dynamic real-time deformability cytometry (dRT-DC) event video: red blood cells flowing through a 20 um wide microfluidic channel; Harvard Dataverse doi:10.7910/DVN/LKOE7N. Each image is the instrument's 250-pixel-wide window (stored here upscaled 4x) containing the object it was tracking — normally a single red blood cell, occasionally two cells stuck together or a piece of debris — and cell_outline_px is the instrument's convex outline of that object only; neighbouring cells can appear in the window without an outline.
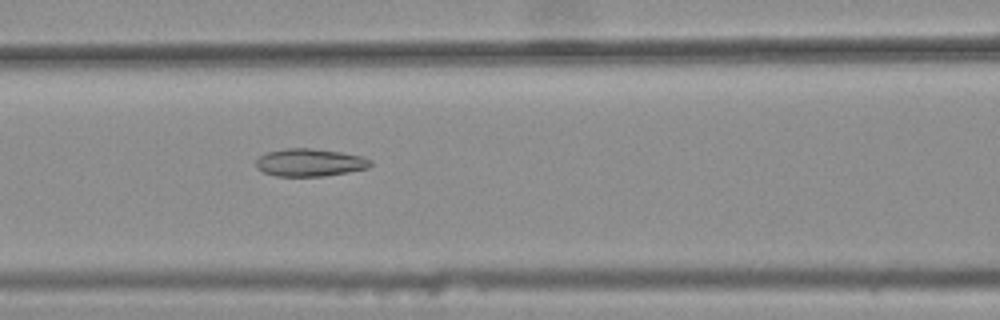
{"species": "common noctule bat (a hibernating species)", "species_latin": "Nyctalus noctula", "temperature_condition": "warm", "stored_images_in_passage": 37, "camera_frame_rate_fps": 3000, "um_per_image_px": 0.085, "animal": {"sex": "female", "body_mass_g": 25.1}, "frame": {"image": 1, "passage_image": 12, "time_ms": 3.667, "image_size_px": [1000, 320], "cell_outline_px": [[372, 164], [368, 168], [348, 172], [324, 176], [276, 176], [264, 172], [256, 168], [256, 160], [260, 156], [268, 152], [284, 148], [312, 148], [340, 152], [360, 156], [372, 160]], "centroid_in_image_um": [26.33, 13.81], "position_along_channel_um": 140.3, "area_um2": 18.44}}
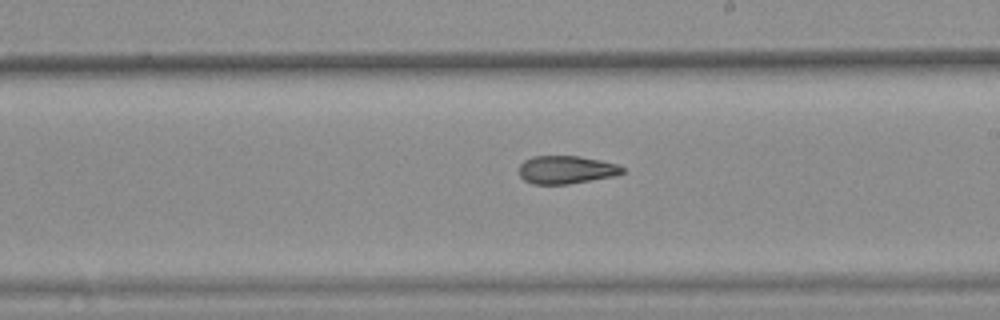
{"frame": {"image": 2, "passage_image": 20, "time_ms": 6.333, "image_size_px": [1000, 320], "cell_outline_px": [[624, 172], [616, 176], [568, 184], [532, 184], [524, 180], [520, 176], [520, 164], [524, 160], [532, 156], [580, 156], [600, 160], [616, 164], [624, 168]], "centroid_in_image_um": [48.13, 14.43], "position_along_channel_um": 240.9, "area_um2": 16.94}}
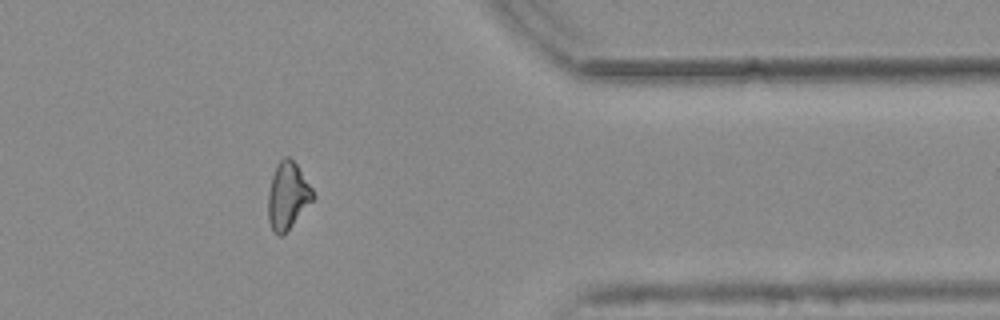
{"frame": {"image": 3, "passage_image": 33, "time_ms": 10.667, "image_size_px": [1000, 320], "cell_outline_px": [[316, 196], [284, 236], [280, 236], [272, 232], [268, 220], [268, 192], [272, 176], [280, 160], [284, 156], [288, 156], [296, 164], [312, 188]], "centroid_in_image_um": [24.44, 16.69], "position_along_channel_um": 387.0, "area_um2": 17.57}, "authors_computed_cell_mechanics": {"area_um2": 17.6868, "velocity_mm_per_s": 3.7803, "shape_relaxation_time_tau1_ms": null, "shape_relaxation_time_tau2_ms": 2.9103, "deformation_change_tau1": null, "deformation_change_tau2": 0.1022}}